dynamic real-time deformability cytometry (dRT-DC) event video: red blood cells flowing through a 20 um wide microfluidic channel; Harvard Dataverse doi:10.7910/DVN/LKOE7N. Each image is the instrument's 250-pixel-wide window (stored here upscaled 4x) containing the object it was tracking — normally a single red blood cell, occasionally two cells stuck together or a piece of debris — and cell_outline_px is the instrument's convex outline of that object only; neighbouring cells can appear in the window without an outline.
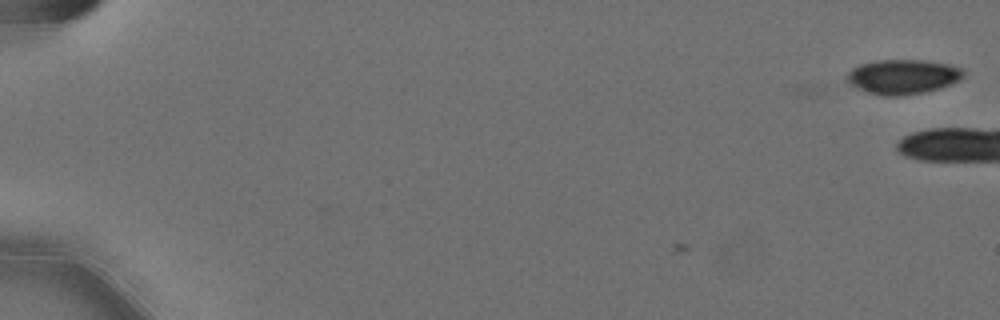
{"species": "Egyptian fruit bat (a non-hibernating species)", "species_latin": "Rousettus aegyptiacus", "temperature_condition": "cold", "stored_images_in_passage": 4, "camera_frame_rate_fps": 3000, "um_per_image_px": 0.085, "animal": {"sex": "female"}, "frame": {"image": 1, "passage_image": 4, "time_ms": 1.0, "image_size_px": [1000, 320], "cell_outline_px": [[964, 76], [960, 80], [952, 84], [940, 88], [924, 92], [900, 96], [880, 96], [856, 88], [848, 84], [844, 80], [848, 72], [852, 68], [860, 64], [876, 60], [924, 60], [948, 64], [960, 68], [964, 72]], "centroid_in_image_um": [76.7, 6.53], "position_along_channel_um": 8.3, "area_um2": 23.81}}